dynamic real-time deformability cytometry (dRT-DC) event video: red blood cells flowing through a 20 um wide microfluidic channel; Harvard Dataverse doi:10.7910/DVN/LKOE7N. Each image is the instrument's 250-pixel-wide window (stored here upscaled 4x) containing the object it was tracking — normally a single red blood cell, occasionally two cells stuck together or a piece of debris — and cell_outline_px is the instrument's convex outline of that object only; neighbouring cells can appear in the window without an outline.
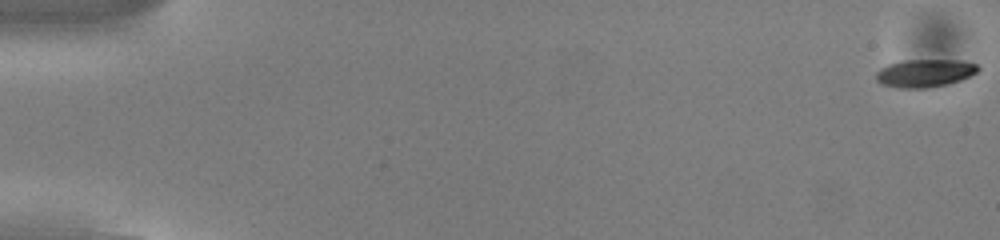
{"species": "common noctule bat (a hibernating species)", "species_latin": "Nyctalus noctula", "temperature_condition": "cold", "stored_images_in_passage": 55, "camera_frame_rate_fps": 3000, "um_per_image_px": 0.085, "animal": {"sex": "male", "body_mass_g": 13.0, "forearm_length_mm": 53.1}, "frame": {"image": 1, "passage_image": 1, "time_ms": 0.0, "image_size_px": [1000, 240], "cell_outline_px": [[980, 68], [976, 72], [960, 80], [948, 84], [928, 88], [896, 88], [880, 84], [876, 80], [876, 72], [880, 68], [888, 64], [904, 60], [960, 60], [976, 64]], "centroid_in_image_um": [78.56, 6.22], "position_along_channel_um": 6.4, "area_um2": 16.65}}
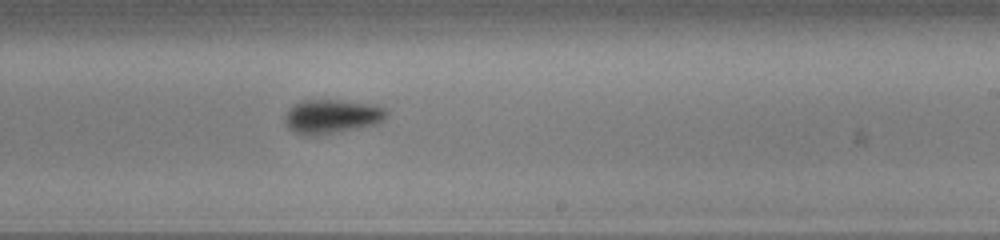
{"frame": {"image": 2, "passage_image": 34, "time_ms": 11.0, "image_size_px": [1000, 240], "cell_outline_px": [[388, 112], [384, 120], [376, 124], [316, 136], [304, 136], [292, 132], [288, 128], [284, 120], [284, 116], [288, 108], [292, 104], [300, 100], [340, 100], [376, 104], [384, 108]], "centroid_in_image_um": [28.15, 9.89], "position_along_channel_um": 260.8, "area_um2": 20.58}}
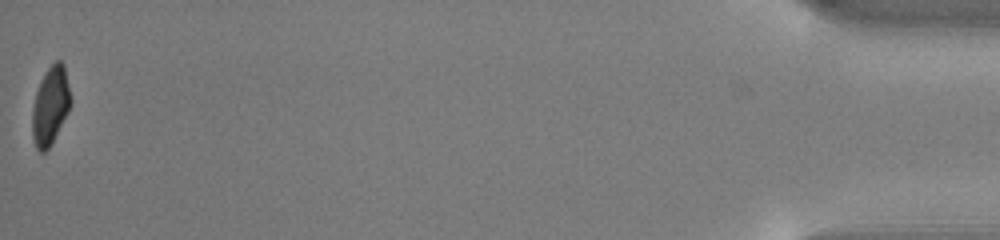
{"frame": {"image": 3, "passage_image": 55, "time_ms": 18.0, "image_size_px": [1000, 240], "cell_outline_px": [[72, 104], [52, 144], [44, 152], [40, 152], [36, 148], [32, 136], [32, 108], [36, 92], [44, 72], [56, 60], [60, 60], [64, 64], [72, 100]], "centroid_in_image_um": [4.29, 8.99], "position_along_channel_um": 430.9, "area_um2": 17.69}, "authors_computed_cell_mechanics": {"area_um2": 18.9006, "velocity_mm_per_s": 3.7995, "shape_relaxation_time_tau1_ms": 2.3363, "shape_relaxation_time_tau2_ms": null, "deformation_change_tau1": 0.113, "deformation_change_tau2": null}}